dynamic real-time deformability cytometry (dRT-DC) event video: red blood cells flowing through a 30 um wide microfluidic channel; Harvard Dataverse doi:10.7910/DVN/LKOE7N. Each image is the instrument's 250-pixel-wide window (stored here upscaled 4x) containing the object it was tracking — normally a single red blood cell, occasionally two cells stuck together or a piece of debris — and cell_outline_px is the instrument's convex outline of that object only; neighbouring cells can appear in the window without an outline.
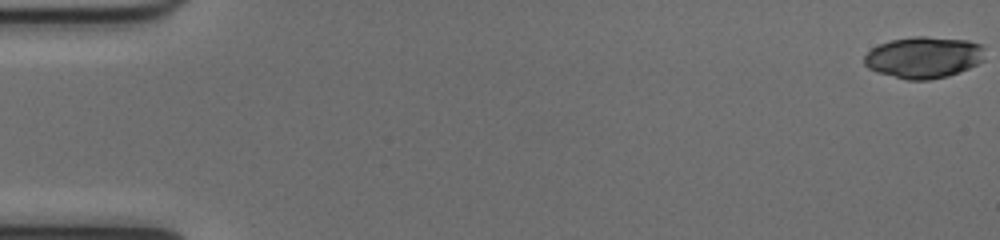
{"species": "common noctule bat (a hibernating species)", "species_latin": "Nyctalus noctula", "temperature_condition": "cold", "stored_images_in_passage": 52, "camera_frame_rate_fps": 3000, "um_per_image_px": 0.085, "animal": {"sex": "female", "body_mass_g": 17.0, "forearm_length_mm": 48.0}, "frame": {"image": 1, "passage_image": 1, "time_ms": 0.0, "image_size_px": [1000, 240], "cell_outline_px": [[984, 60], [960, 72], [948, 76], [928, 80], [908, 80], [876, 72], [868, 68], [864, 64], [864, 56], [872, 48], [880, 44], [892, 40], [912, 36], [928, 36], [968, 40], [984, 44]], "centroid_in_image_um": [78.54, 4.87], "position_along_channel_um": 6.5, "area_um2": 29.42}}
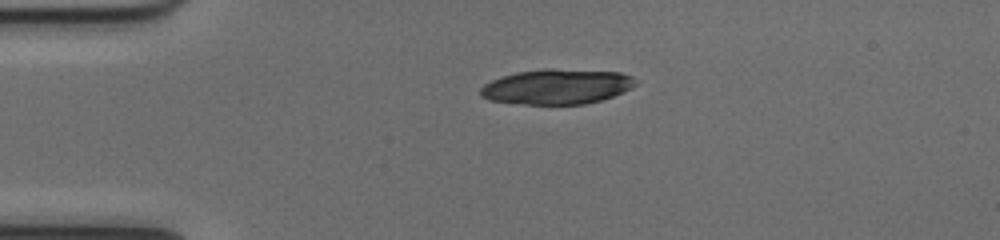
{"frame": {"image": 2, "passage_image": 13, "time_ms": 4.0, "image_size_px": [1000, 240], "cell_outline_px": [[636, 84], [632, 88], [612, 96], [600, 100], [584, 104], [524, 104], [488, 100], [480, 96], [480, 88], [484, 84], [492, 80], [516, 72], [544, 68], [552, 68], [620, 72], [632, 76]], "centroid_in_image_um": [47.31, 7.36], "position_along_channel_um": 37.7, "area_um2": 31.73}}